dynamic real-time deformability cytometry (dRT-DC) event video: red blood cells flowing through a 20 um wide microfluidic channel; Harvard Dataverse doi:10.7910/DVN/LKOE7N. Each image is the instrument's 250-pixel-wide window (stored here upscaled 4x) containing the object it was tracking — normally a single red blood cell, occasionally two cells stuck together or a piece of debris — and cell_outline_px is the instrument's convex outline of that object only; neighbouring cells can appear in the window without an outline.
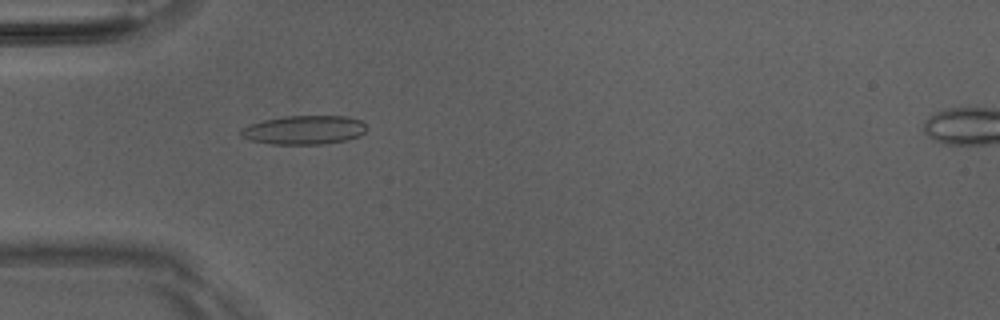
{"species": "Egyptian fruit bat (a non-hibernating species)", "species_latin": "Rousettus aegyptiacus", "temperature_condition": "room temperature", "stored_images_in_passage": 40, "camera_frame_rate_fps": 3000, "um_per_image_px": 0.085, "animal": {"sex": "male"}, "frame": {"image": 1, "passage_image": 5, "time_ms": 1.333, "image_size_px": [1000, 320], "cell_outline_px": [[368, 128], [360, 136], [348, 140], [324, 144], [272, 144], [252, 140], [244, 136], [240, 132], [244, 128], [252, 124], [264, 120], [284, 116], [344, 116], [360, 120]], "centroid_in_image_um": [25.93, 11.05], "position_along_channel_um": 59.1, "area_um2": 20.92}}
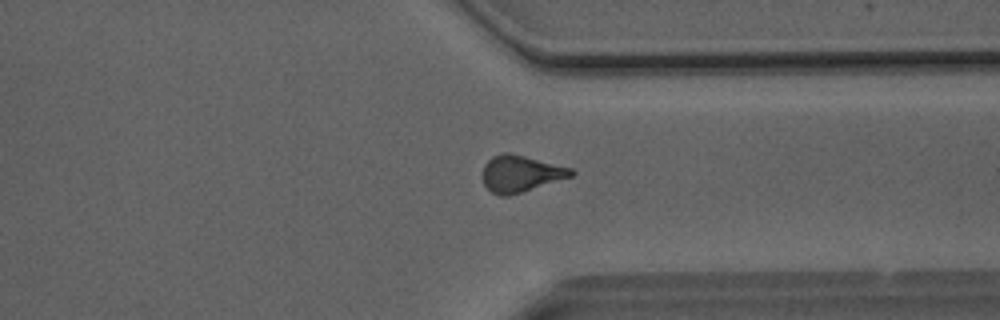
{"frame": {"image": 2, "passage_image": 28, "time_ms": 9.0, "image_size_px": [1000, 320], "cell_outline_px": [[576, 172], [572, 176], [508, 196], [500, 196], [492, 192], [484, 184], [484, 164], [492, 156], [504, 152], [508, 152], [572, 168]], "centroid_in_image_um": [44.26, 14.75], "position_along_channel_um": 367.1, "area_um2": 18.55}}
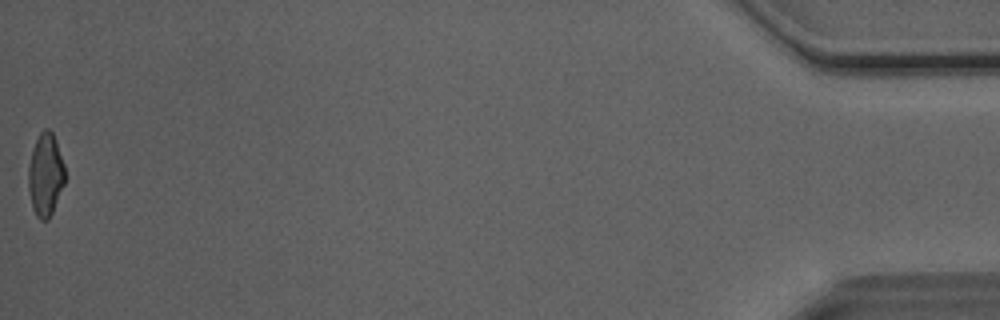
{"frame": {"image": 3, "passage_image": 40, "time_ms": 13.0, "image_size_px": [1000, 320], "cell_outline_px": [[64, 184], [52, 212], [48, 220], [40, 220], [36, 216], [32, 208], [28, 188], [28, 168], [32, 148], [40, 132], [44, 128], [48, 128], [52, 132], [56, 140], [64, 164]], "centroid_in_image_um": [3.85, 14.84], "position_along_channel_um": 431.4, "area_um2": 17.69}, "authors_computed_cell_mechanics": {"area_um2": 18.4093, "velocity_mm_per_s": 4.0843, "shape_relaxation_time_tau1_ms": null, "shape_relaxation_time_tau2_ms": 2.1266, "deformation_change_tau1": null, "deformation_change_tau2": 0.1008}}